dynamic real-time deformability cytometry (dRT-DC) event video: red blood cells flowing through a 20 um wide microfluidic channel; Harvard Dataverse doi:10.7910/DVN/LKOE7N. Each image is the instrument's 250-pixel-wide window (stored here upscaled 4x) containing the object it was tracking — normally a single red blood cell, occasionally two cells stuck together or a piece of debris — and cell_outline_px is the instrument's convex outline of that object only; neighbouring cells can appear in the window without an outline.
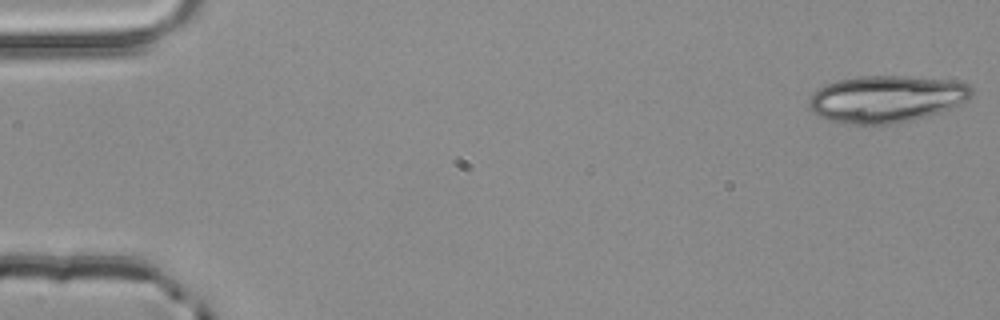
{"species": "common noctule bat (a hibernating species)", "species_latin": "Nyctalus noctula", "temperature_condition": "room temperature", "stored_images_in_passage": 4, "camera_frame_rate_fps": 3000, "um_per_image_px": 0.085, "animal": {"sex": "male", "body_mass_g": 20.4}, "frame": {"image": 1, "passage_image": 1, "time_ms": 0.0, "image_size_px": [1000, 320], "cell_outline_px": [[972, 96], [940, 112], [912, 120], [896, 124], [848, 124], [828, 120], [812, 112], [808, 104], [808, 100], [812, 92], [836, 80], [860, 76], [908, 76], [952, 80], [968, 84], [972, 88]], "centroid_in_image_um": [75.3, 8.41], "position_along_channel_um": 9.7, "area_um2": 44.45}}